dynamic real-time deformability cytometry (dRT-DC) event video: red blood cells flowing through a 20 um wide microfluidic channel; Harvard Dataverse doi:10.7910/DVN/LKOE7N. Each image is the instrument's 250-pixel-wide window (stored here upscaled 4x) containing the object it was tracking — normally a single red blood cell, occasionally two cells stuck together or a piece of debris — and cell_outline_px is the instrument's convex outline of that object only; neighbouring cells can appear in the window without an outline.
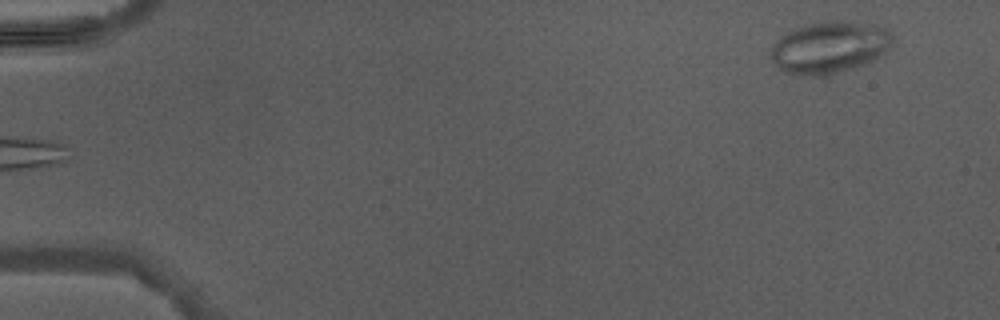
{"species": "Egyptian fruit bat (a non-hibernating species)", "species_latin": "Rousettus aegyptiacus", "temperature_condition": "warm", "stored_images_in_passage": 5, "camera_frame_rate_fps": 3000, "um_per_image_px": 0.085, "animal": {"sex": "male"}, "frame": {"image": 1, "passage_image": 5, "time_ms": 4.667, "image_size_px": [1000, 320], "cell_outline_px": [[892, 44], [884, 52], [872, 60], [864, 64], [852, 68], [832, 72], [804, 76], [800, 76], [784, 72], [772, 60], [768, 52], [776, 40], [780, 36], [804, 24], [832, 20], [852, 20], [880, 24], [892, 36]], "centroid_in_image_um": [70.49, 3.97], "position_along_channel_um": 14.5, "area_um2": 36.76}}